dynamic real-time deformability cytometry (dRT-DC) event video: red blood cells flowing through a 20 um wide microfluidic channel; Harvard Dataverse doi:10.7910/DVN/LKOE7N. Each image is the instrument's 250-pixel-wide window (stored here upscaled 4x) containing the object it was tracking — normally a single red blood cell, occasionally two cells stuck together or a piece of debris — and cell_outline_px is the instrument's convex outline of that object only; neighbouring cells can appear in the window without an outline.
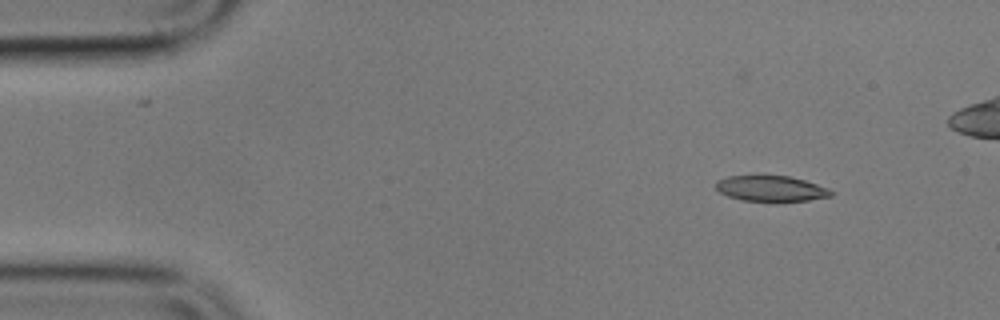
{"species": "common noctule bat (a hibernating species)", "species_latin": "Nyctalus noctula", "temperature_condition": "cold", "stored_images_in_passage": 6, "camera_frame_rate_fps": 3000, "um_per_image_px": 0.085, "animal": {"sex": "male", "body_mass_g": 17.9}, "frame": {"image": 1, "passage_image": 2, "time_ms": 2.0, "image_size_px": [1000, 320], "cell_outline_px": [[832, 196], [808, 200], [740, 200], [728, 196], [720, 192], [716, 188], [716, 180], [728, 176], [788, 176], [804, 180], [828, 188], [832, 192]], "centroid_in_image_um": [65.5, 16.01], "position_along_channel_um": 19.5, "area_um2": 16.76}}